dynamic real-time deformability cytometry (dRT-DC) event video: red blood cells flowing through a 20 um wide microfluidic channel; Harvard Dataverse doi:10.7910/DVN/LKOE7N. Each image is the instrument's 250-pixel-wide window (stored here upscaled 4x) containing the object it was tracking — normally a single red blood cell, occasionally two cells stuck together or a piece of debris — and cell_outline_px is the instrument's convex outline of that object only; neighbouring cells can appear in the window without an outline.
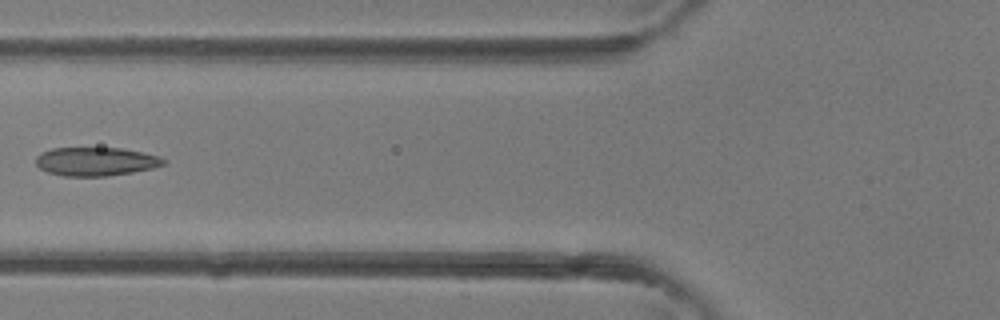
{"species": "common noctule bat (a hibernating species)", "species_latin": "Nyctalus noctula", "temperature_condition": "room temperature", "stored_images_in_passage": 5, "camera_frame_rate_fps": 3000, "um_per_image_px": 0.085, "animal": {"sex": "female"}, "frame": {"image": 1, "passage_image": 5, "time_ms": 1.333, "image_size_px": [1000, 320], "cell_outline_px": [[168, 160], [164, 164], [152, 168], [132, 172], [104, 176], [64, 176], [48, 172], [40, 168], [36, 164], [36, 156], [40, 152], [52, 148], [120, 148], [144, 152], [160, 156]], "centroid_in_image_um": [8.15, 13.72], "position_along_channel_um": 117.7, "area_um2": 21.33}}